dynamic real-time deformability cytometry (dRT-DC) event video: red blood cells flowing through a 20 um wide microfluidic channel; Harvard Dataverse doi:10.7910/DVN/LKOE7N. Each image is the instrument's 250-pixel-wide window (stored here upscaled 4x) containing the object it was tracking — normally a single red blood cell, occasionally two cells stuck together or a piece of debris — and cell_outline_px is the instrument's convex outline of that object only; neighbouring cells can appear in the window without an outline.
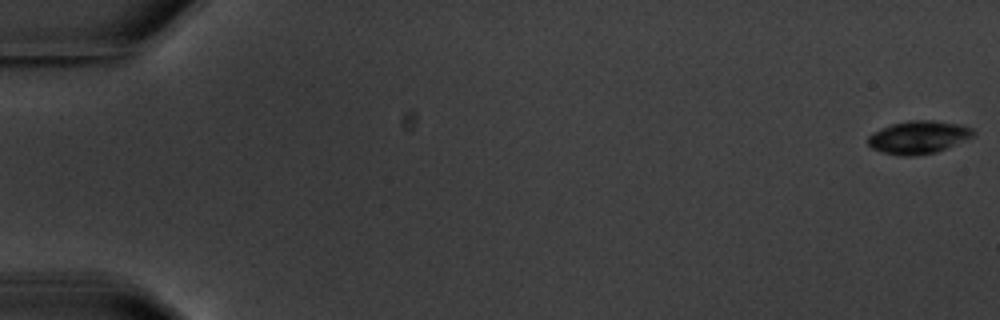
{"species": "common noctule bat (a hibernating species)", "species_latin": "Nyctalus noctula", "temperature_condition": "warm", "stored_images_in_passage": 4, "camera_frame_rate_fps": 3000, "um_per_image_px": 0.085, "animal": {"sex": "male", "body_mass_g": 20.1, "forearm_length_mm": 53.5}, "frame": {"image": 1, "passage_image": 1, "time_ms": 0.0, "image_size_px": [1000, 320], "cell_outline_px": [[976, 136], [936, 152], [912, 156], [900, 156], [884, 152], [872, 148], [868, 144], [868, 136], [872, 132], [880, 128], [892, 124], [908, 120], [932, 120], [960, 124], [972, 128], [976, 132]], "centroid_in_image_um": [78.09, 11.65], "position_along_channel_um": 6.9, "area_um2": 20.29}}
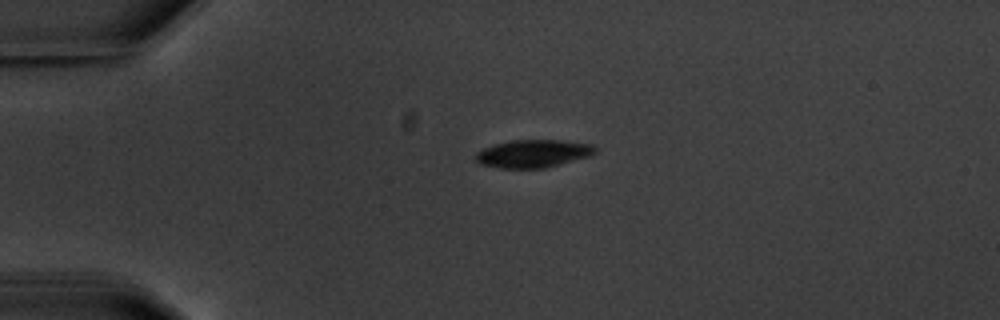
{"frame": {"image": 2, "passage_image": 3, "time_ms": 4.667, "image_size_px": [1000, 320], "cell_outline_px": [[596, 152], [592, 156], [544, 168], [500, 168], [480, 164], [476, 160], [476, 152], [484, 148], [496, 144], [512, 140], [560, 140], [592, 144], [596, 148]], "centroid_in_image_um": [45.35, 13.06], "position_along_channel_um": 39.7, "area_um2": 19.36}}